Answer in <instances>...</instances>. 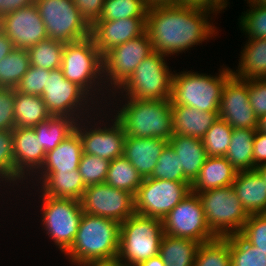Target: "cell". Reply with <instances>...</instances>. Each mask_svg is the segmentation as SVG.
<instances>
[{"mask_svg":"<svg viewBox=\"0 0 266 266\" xmlns=\"http://www.w3.org/2000/svg\"><path fill=\"white\" fill-rule=\"evenodd\" d=\"M137 266H165L160 255L153 256L145 261L140 262Z\"/></svg>","mask_w":266,"mask_h":266,"instance_id":"obj_54","label":"cell"},{"mask_svg":"<svg viewBox=\"0 0 266 266\" xmlns=\"http://www.w3.org/2000/svg\"><path fill=\"white\" fill-rule=\"evenodd\" d=\"M227 0H209V7L215 12L223 10L227 7Z\"/></svg>","mask_w":266,"mask_h":266,"instance_id":"obj_55","label":"cell"},{"mask_svg":"<svg viewBox=\"0 0 266 266\" xmlns=\"http://www.w3.org/2000/svg\"><path fill=\"white\" fill-rule=\"evenodd\" d=\"M80 121L77 122L75 130L79 133L83 153L99 156L108 161L123 156L127 135L124 133L123 126L115 118H111L112 125L109 124L108 128L106 125L102 128L99 125L97 127V122L90 128L92 121L87 118Z\"/></svg>","mask_w":266,"mask_h":266,"instance_id":"obj_16","label":"cell"},{"mask_svg":"<svg viewBox=\"0 0 266 266\" xmlns=\"http://www.w3.org/2000/svg\"><path fill=\"white\" fill-rule=\"evenodd\" d=\"M163 235L162 220L133 214L120 224L117 261L122 266H137L158 255Z\"/></svg>","mask_w":266,"mask_h":266,"instance_id":"obj_6","label":"cell"},{"mask_svg":"<svg viewBox=\"0 0 266 266\" xmlns=\"http://www.w3.org/2000/svg\"><path fill=\"white\" fill-rule=\"evenodd\" d=\"M105 0H73L81 17L91 27L101 17Z\"/></svg>","mask_w":266,"mask_h":266,"instance_id":"obj_48","label":"cell"},{"mask_svg":"<svg viewBox=\"0 0 266 266\" xmlns=\"http://www.w3.org/2000/svg\"><path fill=\"white\" fill-rule=\"evenodd\" d=\"M111 161L99 156L83 153L78 167L85 186L104 183Z\"/></svg>","mask_w":266,"mask_h":266,"instance_id":"obj_42","label":"cell"},{"mask_svg":"<svg viewBox=\"0 0 266 266\" xmlns=\"http://www.w3.org/2000/svg\"><path fill=\"white\" fill-rule=\"evenodd\" d=\"M120 223L83 212L78 232L64 253L74 265L117 261Z\"/></svg>","mask_w":266,"mask_h":266,"instance_id":"obj_2","label":"cell"},{"mask_svg":"<svg viewBox=\"0 0 266 266\" xmlns=\"http://www.w3.org/2000/svg\"><path fill=\"white\" fill-rule=\"evenodd\" d=\"M167 145L168 141L160 138L126 136L123 155L142 178H147L151 176L160 154Z\"/></svg>","mask_w":266,"mask_h":266,"instance_id":"obj_21","label":"cell"},{"mask_svg":"<svg viewBox=\"0 0 266 266\" xmlns=\"http://www.w3.org/2000/svg\"><path fill=\"white\" fill-rule=\"evenodd\" d=\"M177 5L187 8L202 9L214 14V11L209 7V0H177Z\"/></svg>","mask_w":266,"mask_h":266,"instance_id":"obj_51","label":"cell"},{"mask_svg":"<svg viewBox=\"0 0 266 266\" xmlns=\"http://www.w3.org/2000/svg\"><path fill=\"white\" fill-rule=\"evenodd\" d=\"M146 31V17L98 20L90 27V37L104 56L112 48L139 37Z\"/></svg>","mask_w":266,"mask_h":266,"instance_id":"obj_19","label":"cell"},{"mask_svg":"<svg viewBox=\"0 0 266 266\" xmlns=\"http://www.w3.org/2000/svg\"><path fill=\"white\" fill-rule=\"evenodd\" d=\"M14 49L13 43L2 32L0 34V61Z\"/></svg>","mask_w":266,"mask_h":266,"instance_id":"obj_52","label":"cell"},{"mask_svg":"<svg viewBox=\"0 0 266 266\" xmlns=\"http://www.w3.org/2000/svg\"><path fill=\"white\" fill-rule=\"evenodd\" d=\"M78 120L68 116H51L47 121L35 125L36 139L45 153L53 150L75 131Z\"/></svg>","mask_w":266,"mask_h":266,"instance_id":"obj_31","label":"cell"},{"mask_svg":"<svg viewBox=\"0 0 266 266\" xmlns=\"http://www.w3.org/2000/svg\"><path fill=\"white\" fill-rule=\"evenodd\" d=\"M233 128L223 119L217 118L202 138L208 156H225L228 151Z\"/></svg>","mask_w":266,"mask_h":266,"instance_id":"obj_38","label":"cell"},{"mask_svg":"<svg viewBox=\"0 0 266 266\" xmlns=\"http://www.w3.org/2000/svg\"><path fill=\"white\" fill-rule=\"evenodd\" d=\"M238 70L232 75L242 80L266 78V39H249L241 52Z\"/></svg>","mask_w":266,"mask_h":266,"instance_id":"obj_28","label":"cell"},{"mask_svg":"<svg viewBox=\"0 0 266 266\" xmlns=\"http://www.w3.org/2000/svg\"><path fill=\"white\" fill-rule=\"evenodd\" d=\"M240 235L266 254V213L249 215Z\"/></svg>","mask_w":266,"mask_h":266,"instance_id":"obj_44","label":"cell"},{"mask_svg":"<svg viewBox=\"0 0 266 266\" xmlns=\"http://www.w3.org/2000/svg\"><path fill=\"white\" fill-rule=\"evenodd\" d=\"M237 172L224 156H208L197 178L191 184V191L199 193L230 186L234 182Z\"/></svg>","mask_w":266,"mask_h":266,"instance_id":"obj_25","label":"cell"},{"mask_svg":"<svg viewBox=\"0 0 266 266\" xmlns=\"http://www.w3.org/2000/svg\"><path fill=\"white\" fill-rule=\"evenodd\" d=\"M218 76L197 72L175 73L172 77V105L193 107L200 111L219 112L222 91L232 76V69H219Z\"/></svg>","mask_w":266,"mask_h":266,"instance_id":"obj_4","label":"cell"},{"mask_svg":"<svg viewBox=\"0 0 266 266\" xmlns=\"http://www.w3.org/2000/svg\"><path fill=\"white\" fill-rule=\"evenodd\" d=\"M15 88L0 87V130H13Z\"/></svg>","mask_w":266,"mask_h":266,"instance_id":"obj_46","label":"cell"},{"mask_svg":"<svg viewBox=\"0 0 266 266\" xmlns=\"http://www.w3.org/2000/svg\"><path fill=\"white\" fill-rule=\"evenodd\" d=\"M143 178L123 155L110 162L105 183L116 189L125 190L134 196Z\"/></svg>","mask_w":266,"mask_h":266,"instance_id":"obj_33","label":"cell"},{"mask_svg":"<svg viewBox=\"0 0 266 266\" xmlns=\"http://www.w3.org/2000/svg\"><path fill=\"white\" fill-rule=\"evenodd\" d=\"M253 170L266 164V134L256 130L253 140Z\"/></svg>","mask_w":266,"mask_h":266,"instance_id":"obj_49","label":"cell"},{"mask_svg":"<svg viewBox=\"0 0 266 266\" xmlns=\"http://www.w3.org/2000/svg\"><path fill=\"white\" fill-rule=\"evenodd\" d=\"M209 14L212 12L178 5L148 9L146 31L153 51L165 56L179 54L212 39L217 33L208 21Z\"/></svg>","mask_w":266,"mask_h":266,"instance_id":"obj_1","label":"cell"},{"mask_svg":"<svg viewBox=\"0 0 266 266\" xmlns=\"http://www.w3.org/2000/svg\"><path fill=\"white\" fill-rule=\"evenodd\" d=\"M250 10L242 13L240 20V28L249 39L262 38L266 39V6L257 4L251 0H247Z\"/></svg>","mask_w":266,"mask_h":266,"instance_id":"obj_40","label":"cell"},{"mask_svg":"<svg viewBox=\"0 0 266 266\" xmlns=\"http://www.w3.org/2000/svg\"><path fill=\"white\" fill-rule=\"evenodd\" d=\"M256 170L260 173L266 183V164L258 166Z\"/></svg>","mask_w":266,"mask_h":266,"instance_id":"obj_58","label":"cell"},{"mask_svg":"<svg viewBox=\"0 0 266 266\" xmlns=\"http://www.w3.org/2000/svg\"><path fill=\"white\" fill-rule=\"evenodd\" d=\"M42 225L54 244L65 253L72 245L83 215L79 200L54 198L41 193Z\"/></svg>","mask_w":266,"mask_h":266,"instance_id":"obj_9","label":"cell"},{"mask_svg":"<svg viewBox=\"0 0 266 266\" xmlns=\"http://www.w3.org/2000/svg\"><path fill=\"white\" fill-rule=\"evenodd\" d=\"M29 66L27 49L14 48L0 61V87L16 88Z\"/></svg>","mask_w":266,"mask_h":266,"instance_id":"obj_34","label":"cell"},{"mask_svg":"<svg viewBox=\"0 0 266 266\" xmlns=\"http://www.w3.org/2000/svg\"><path fill=\"white\" fill-rule=\"evenodd\" d=\"M80 202L84 213L113 219L120 224L135 214L134 195L105 182L87 186Z\"/></svg>","mask_w":266,"mask_h":266,"instance_id":"obj_15","label":"cell"},{"mask_svg":"<svg viewBox=\"0 0 266 266\" xmlns=\"http://www.w3.org/2000/svg\"><path fill=\"white\" fill-rule=\"evenodd\" d=\"M251 1L254 2V3L262 4V5L266 6V0H251Z\"/></svg>","mask_w":266,"mask_h":266,"instance_id":"obj_59","label":"cell"},{"mask_svg":"<svg viewBox=\"0 0 266 266\" xmlns=\"http://www.w3.org/2000/svg\"><path fill=\"white\" fill-rule=\"evenodd\" d=\"M33 3L35 0H0V18Z\"/></svg>","mask_w":266,"mask_h":266,"instance_id":"obj_50","label":"cell"},{"mask_svg":"<svg viewBox=\"0 0 266 266\" xmlns=\"http://www.w3.org/2000/svg\"><path fill=\"white\" fill-rule=\"evenodd\" d=\"M190 192L191 185L187 182L143 178L134 196L135 213L163 220Z\"/></svg>","mask_w":266,"mask_h":266,"instance_id":"obj_12","label":"cell"},{"mask_svg":"<svg viewBox=\"0 0 266 266\" xmlns=\"http://www.w3.org/2000/svg\"><path fill=\"white\" fill-rule=\"evenodd\" d=\"M200 244L191 239L164 234L159 248V255L165 266H194Z\"/></svg>","mask_w":266,"mask_h":266,"instance_id":"obj_30","label":"cell"},{"mask_svg":"<svg viewBox=\"0 0 266 266\" xmlns=\"http://www.w3.org/2000/svg\"><path fill=\"white\" fill-rule=\"evenodd\" d=\"M150 178L184 182L183 168L180 167L179 157L169 144L160 154Z\"/></svg>","mask_w":266,"mask_h":266,"instance_id":"obj_41","label":"cell"},{"mask_svg":"<svg viewBox=\"0 0 266 266\" xmlns=\"http://www.w3.org/2000/svg\"><path fill=\"white\" fill-rule=\"evenodd\" d=\"M47 76H50V70L30 65L15 89L23 94L42 96L43 89H46Z\"/></svg>","mask_w":266,"mask_h":266,"instance_id":"obj_45","label":"cell"},{"mask_svg":"<svg viewBox=\"0 0 266 266\" xmlns=\"http://www.w3.org/2000/svg\"><path fill=\"white\" fill-rule=\"evenodd\" d=\"M165 55L153 51L136 67L133 74L113 92H126L123 97L137 100H170L173 73L169 70Z\"/></svg>","mask_w":266,"mask_h":266,"instance_id":"obj_8","label":"cell"},{"mask_svg":"<svg viewBox=\"0 0 266 266\" xmlns=\"http://www.w3.org/2000/svg\"><path fill=\"white\" fill-rule=\"evenodd\" d=\"M218 117L233 129H257L258 118L249 103L248 80L233 75L227 80L222 91Z\"/></svg>","mask_w":266,"mask_h":266,"instance_id":"obj_17","label":"cell"},{"mask_svg":"<svg viewBox=\"0 0 266 266\" xmlns=\"http://www.w3.org/2000/svg\"><path fill=\"white\" fill-rule=\"evenodd\" d=\"M257 130L266 134V115L258 119Z\"/></svg>","mask_w":266,"mask_h":266,"instance_id":"obj_57","label":"cell"},{"mask_svg":"<svg viewBox=\"0 0 266 266\" xmlns=\"http://www.w3.org/2000/svg\"><path fill=\"white\" fill-rule=\"evenodd\" d=\"M2 29L14 48L28 49L48 38L35 3L4 16Z\"/></svg>","mask_w":266,"mask_h":266,"instance_id":"obj_18","label":"cell"},{"mask_svg":"<svg viewBox=\"0 0 266 266\" xmlns=\"http://www.w3.org/2000/svg\"><path fill=\"white\" fill-rule=\"evenodd\" d=\"M13 147L15 163V184L23 183V180H31L42 167L46 153L40 147L39 140L36 139V132L33 127L14 128Z\"/></svg>","mask_w":266,"mask_h":266,"instance_id":"obj_20","label":"cell"},{"mask_svg":"<svg viewBox=\"0 0 266 266\" xmlns=\"http://www.w3.org/2000/svg\"><path fill=\"white\" fill-rule=\"evenodd\" d=\"M257 129L234 128L225 158L236 171L253 170V140Z\"/></svg>","mask_w":266,"mask_h":266,"instance_id":"obj_32","label":"cell"},{"mask_svg":"<svg viewBox=\"0 0 266 266\" xmlns=\"http://www.w3.org/2000/svg\"><path fill=\"white\" fill-rule=\"evenodd\" d=\"M206 223L216 237L240 234L249 214L232 185L197 193Z\"/></svg>","mask_w":266,"mask_h":266,"instance_id":"obj_7","label":"cell"},{"mask_svg":"<svg viewBox=\"0 0 266 266\" xmlns=\"http://www.w3.org/2000/svg\"><path fill=\"white\" fill-rule=\"evenodd\" d=\"M65 43L47 38L27 49L31 66L53 70L61 68Z\"/></svg>","mask_w":266,"mask_h":266,"instance_id":"obj_35","label":"cell"},{"mask_svg":"<svg viewBox=\"0 0 266 266\" xmlns=\"http://www.w3.org/2000/svg\"><path fill=\"white\" fill-rule=\"evenodd\" d=\"M61 69L63 76L67 80L77 84L91 98H95L93 100H96L99 106L98 96L96 94L99 92L100 96L101 94L103 95L104 93H101V91L104 92L105 89L104 82H102L104 81L103 56L96 48L91 37L77 42L65 43L62 53Z\"/></svg>","mask_w":266,"mask_h":266,"instance_id":"obj_5","label":"cell"},{"mask_svg":"<svg viewBox=\"0 0 266 266\" xmlns=\"http://www.w3.org/2000/svg\"><path fill=\"white\" fill-rule=\"evenodd\" d=\"M147 10L144 0H105L99 20L146 17Z\"/></svg>","mask_w":266,"mask_h":266,"instance_id":"obj_39","label":"cell"},{"mask_svg":"<svg viewBox=\"0 0 266 266\" xmlns=\"http://www.w3.org/2000/svg\"><path fill=\"white\" fill-rule=\"evenodd\" d=\"M152 52V43L147 31L139 37L119 44L108 51L103 56V82L105 83V89L109 93L110 91L112 93L116 92V90L118 91L142 60ZM106 84L108 87H112L114 91L107 89Z\"/></svg>","mask_w":266,"mask_h":266,"instance_id":"obj_13","label":"cell"},{"mask_svg":"<svg viewBox=\"0 0 266 266\" xmlns=\"http://www.w3.org/2000/svg\"><path fill=\"white\" fill-rule=\"evenodd\" d=\"M168 144L179 157L180 167L183 168L184 182L191 185L208 158L202 139L177 134L173 135Z\"/></svg>","mask_w":266,"mask_h":266,"instance_id":"obj_24","label":"cell"},{"mask_svg":"<svg viewBox=\"0 0 266 266\" xmlns=\"http://www.w3.org/2000/svg\"><path fill=\"white\" fill-rule=\"evenodd\" d=\"M125 100L127 102L113 117L123 126L127 136L160 138L166 141L173 137L171 100Z\"/></svg>","mask_w":266,"mask_h":266,"instance_id":"obj_3","label":"cell"},{"mask_svg":"<svg viewBox=\"0 0 266 266\" xmlns=\"http://www.w3.org/2000/svg\"><path fill=\"white\" fill-rule=\"evenodd\" d=\"M194 266H231L229 236L201 243Z\"/></svg>","mask_w":266,"mask_h":266,"instance_id":"obj_36","label":"cell"},{"mask_svg":"<svg viewBox=\"0 0 266 266\" xmlns=\"http://www.w3.org/2000/svg\"><path fill=\"white\" fill-rule=\"evenodd\" d=\"M232 186L249 215L266 213V183L256 169L237 172Z\"/></svg>","mask_w":266,"mask_h":266,"instance_id":"obj_22","label":"cell"},{"mask_svg":"<svg viewBox=\"0 0 266 266\" xmlns=\"http://www.w3.org/2000/svg\"><path fill=\"white\" fill-rule=\"evenodd\" d=\"M148 9L160 6L177 5V0H144Z\"/></svg>","mask_w":266,"mask_h":266,"instance_id":"obj_53","label":"cell"},{"mask_svg":"<svg viewBox=\"0 0 266 266\" xmlns=\"http://www.w3.org/2000/svg\"><path fill=\"white\" fill-rule=\"evenodd\" d=\"M51 116L41 96L23 94L15 89L16 128L34 127L47 121Z\"/></svg>","mask_w":266,"mask_h":266,"instance_id":"obj_29","label":"cell"},{"mask_svg":"<svg viewBox=\"0 0 266 266\" xmlns=\"http://www.w3.org/2000/svg\"><path fill=\"white\" fill-rule=\"evenodd\" d=\"M48 38L64 43L90 37V26L73 0H35Z\"/></svg>","mask_w":266,"mask_h":266,"instance_id":"obj_10","label":"cell"},{"mask_svg":"<svg viewBox=\"0 0 266 266\" xmlns=\"http://www.w3.org/2000/svg\"><path fill=\"white\" fill-rule=\"evenodd\" d=\"M164 234L205 243L217 237L210 230L197 193L190 192L162 220Z\"/></svg>","mask_w":266,"mask_h":266,"instance_id":"obj_14","label":"cell"},{"mask_svg":"<svg viewBox=\"0 0 266 266\" xmlns=\"http://www.w3.org/2000/svg\"><path fill=\"white\" fill-rule=\"evenodd\" d=\"M12 130H0V183L15 184V163ZM5 179V180H4Z\"/></svg>","mask_w":266,"mask_h":266,"instance_id":"obj_43","label":"cell"},{"mask_svg":"<svg viewBox=\"0 0 266 266\" xmlns=\"http://www.w3.org/2000/svg\"><path fill=\"white\" fill-rule=\"evenodd\" d=\"M41 97L52 116H68L79 121L93 116L89 115L88 111H96L94 108L91 110L92 106H90V103L94 104L96 101L91 100L93 98L77 84L67 80L61 68L50 70L46 89H43ZM86 113L87 115H84Z\"/></svg>","mask_w":266,"mask_h":266,"instance_id":"obj_11","label":"cell"},{"mask_svg":"<svg viewBox=\"0 0 266 266\" xmlns=\"http://www.w3.org/2000/svg\"><path fill=\"white\" fill-rule=\"evenodd\" d=\"M173 132L202 139L218 118V112L200 111L193 107L172 105Z\"/></svg>","mask_w":266,"mask_h":266,"instance_id":"obj_27","label":"cell"},{"mask_svg":"<svg viewBox=\"0 0 266 266\" xmlns=\"http://www.w3.org/2000/svg\"><path fill=\"white\" fill-rule=\"evenodd\" d=\"M83 154L79 133L75 130L53 150L46 153L38 172H71L77 170Z\"/></svg>","mask_w":266,"mask_h":266,"instance_id":"obj_26","label":"cell"},{"mask_svg":"<svg viewBox=\"0 0 266 266\" xmlns=\"http://www.w3.org/2000/svg\"><path fill=\"white\" fill-rule=\"evenodd\" d=\"M248 95L257 118L266 115V78L248 80Z\"/></svg>","mask_w":266,"mask_h":266,"instance_id":"obj_47","label":"cell"},{"mask_svg":"<svg viewBox=\"0 0 266 266\" xmlns=\"http://www.w3.org/2000/svg\"><path fill=\"white\" fill-rule=\"evenodd\" d=\"M3 32V29H2V19L0 18V34Z\"/></svg>","mask_w":266,"mask_h":266,"instance_id":"obj_60","label":"cell"},{"mask_svg":"<svg viewBox=\"0 0 266 266\" xmlns=\"http://www.w3.org/2000/svg\"><path fill=\"white\" fill-rule=\"evenodd\" d=\"M37 182L41 181L40 192L54 198L81 200L86 189L79 170L71 172H37Z\"/></svg>","mask_w":266,"mask_h":266,"instance_id":"obj_23","label":"cell"},{"mask_svg":"<svg viewBox=\"0 0 266 266\" xmlns=\"http://www.w3.org/2000/svg\"><path fill=\"white\" fill-rule=\"evenodd\" d=\"M78 266H122V265L118 261H113V262L85 263Z\"/></svg>","mask_w":266,"mask_h":266,"instance_id":"obj_56","label":"cell"},{"mask_svg":"<svg viewBox=\"0 0 266 266\" xmlns=\"http://www.w3.org/2000/svg\"><path fill=\"white\" fill-rule=\"evenodd\" d=\"M231 266H266V254L240 234L229 236Z\"/></svg>","mask_w":266,"mask_h":266,"instance_id":"obj_37","label":"cell"}]
</instances>
